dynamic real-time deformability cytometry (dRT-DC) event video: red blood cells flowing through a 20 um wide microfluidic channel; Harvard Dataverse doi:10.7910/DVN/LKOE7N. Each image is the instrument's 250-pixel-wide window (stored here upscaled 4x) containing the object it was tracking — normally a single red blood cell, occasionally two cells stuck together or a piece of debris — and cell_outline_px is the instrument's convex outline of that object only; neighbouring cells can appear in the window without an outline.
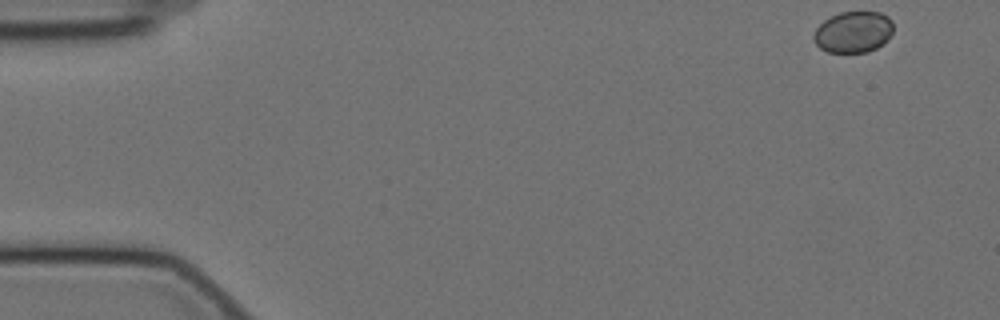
{"species": "Egyptian fruit bat (a non-hibernating species)", "species_latin": "Rousettus aegyptiacus", "temperature_condition": "cold", "stored_images_in_passage": 32, "camera_frame_rate_fps": 3000, "um_per_image_px": 0.085, "animal": {"sex": "female"}, "frame": {"image": 1, "passage_image": 1, "time_ms": 0.0, "image_size_px": [1000, 320], "cell_outline_px": [[892, 32], [888, 40], [884, 44], [868, 52], [828, 52], [820, 48], [816, 44], [812, 36], [816, 28], [824, 20], [840, 12], [880, 12], [888, 16], [892, 20]], "centroid_in_image_um": [72.54, 2.72], "position_along_channel_um": 12.5, "area_um2": 19.25}}
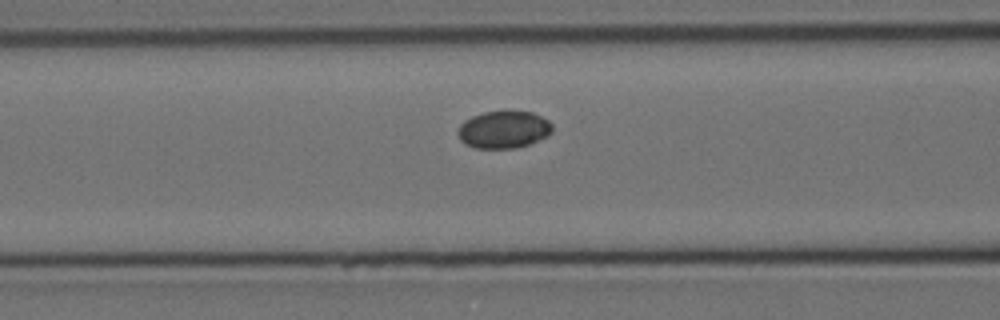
{"frame": {"image": 2, "passage_image": 21, "time_ms": 6.667, "image_size_px": [1000, 320], "cell_outline_px": [[552, 132], [548, 136], [528, 144], [516, 148], [476, 148], [464, 144], [460, 140], [456, 132], [460, 124], [464, 120], [472, 116], [484, 112], [532, 112], [548, 120], [552, 124]], "centroid_in_image_um": [42.78, 11.03], "position_along_channel_um": 123.8, "area_um2": 20.52}}
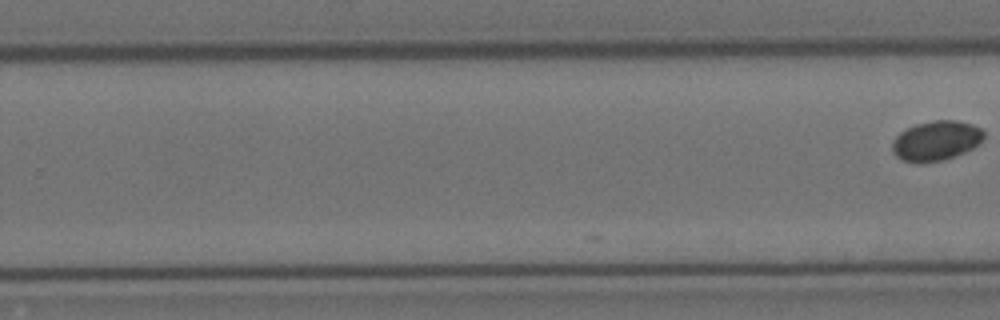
{"frame": {"image": 3, "passage_image": 32, "time_ms": 10.333, "image_size_px": [1000, 320], "cell_outline_px": [[984, 140], [972, 148], [964, 152], [944, 160], [900, 160], [892, 152], [892, 140], [900, 132], [916, 124], [932, 120], [956, 120], [972, 124], [980, 128], [984, 132]], "centroid_in_image_um": [79.59, 11.92], "position_along_channel_um": 250.2, "area_um2": 20.87}}